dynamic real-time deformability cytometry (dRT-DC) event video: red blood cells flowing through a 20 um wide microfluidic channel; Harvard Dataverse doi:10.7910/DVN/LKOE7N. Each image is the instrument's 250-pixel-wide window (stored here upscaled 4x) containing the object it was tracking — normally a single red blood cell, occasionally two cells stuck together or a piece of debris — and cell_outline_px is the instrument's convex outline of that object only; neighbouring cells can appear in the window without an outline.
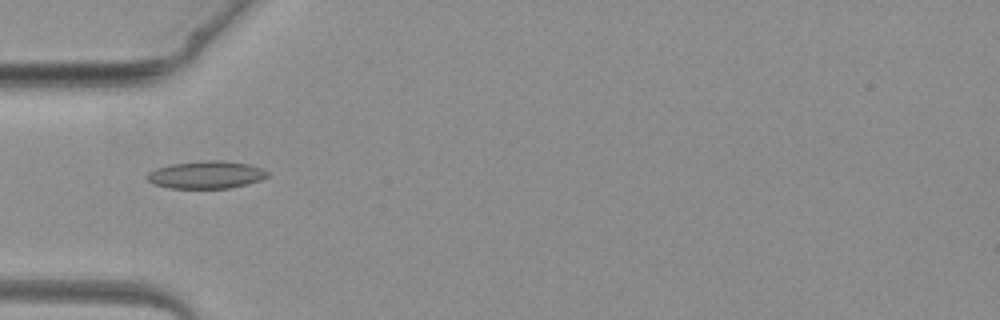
{"species": "common noctule bat (a hibernating species)", "species_latin": "Nyctalus noctula", "temperature_condition": "warm", "stored_images_in_passage": 2, "camera_frame_rate_fps": 3000, "um_per_image_px": 0.085, "animal": {"sex": "female", "body_mass_g": 19.3, "forearm_length_mm": 54.1}, "frame": {"image": 1, "passage_image": 1, "time_ms": 0.0, "image_size_px": [1000, 320], "cell_outline_px": [[268, 176], [260, 180], [228, 188], [168, 188], [152, 184], [144, 176], [148, 172], [156, 168], [172, 164], [208, 160], [216, 160], [248, 164], [260, 168], [268, 172]], "centroid_in_image_um": [17.46, 14.86], "position_along_channel_um": 67.5, "area_um2": 19.13}}
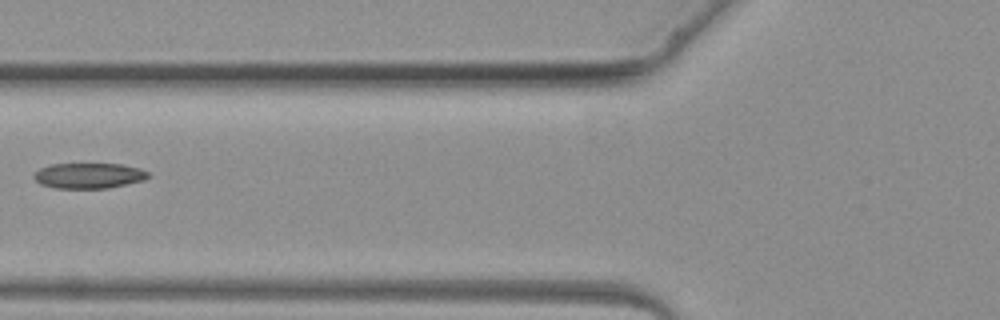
{"frame": {"image": 2, "passage_image": 2, "time_ms": 1.0, "image_size_px": [1000, 320], "cell_outline_px": [[148, 176], [144, 180], [108, 188], [56, 188], [40, 184], [32, 176], [40, 168], [52, 164], [124, 164], [140, 168], [148, 172]], "centroid_in_image_um": [7.55, 14.93], "position_along_channel_um": 118.3, "area_um2": 16.88}}